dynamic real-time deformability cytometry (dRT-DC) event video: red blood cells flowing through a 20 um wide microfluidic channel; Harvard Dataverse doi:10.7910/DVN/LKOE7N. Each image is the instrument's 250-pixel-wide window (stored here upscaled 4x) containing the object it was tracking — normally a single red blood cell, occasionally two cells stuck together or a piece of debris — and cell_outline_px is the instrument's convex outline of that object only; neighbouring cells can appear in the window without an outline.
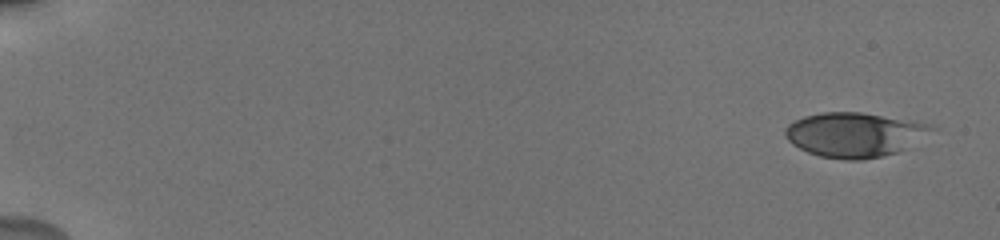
{"species": "human", "species_latin": "Homo sapiens", "temperature_condition": "cold", "stored_images_in_passage": 45, "camera_frame_rate_fps": 3000, "um_per_image_px": 0.085, "donor": {"sex": "male"}, "frame": {"image": 1, "passage_image": 1, "time_ms": 0.0, "image_size_px": [1000, 240], "cell_outline_px": [[936, 128], [896, 152], [884, 156], [864, 160], [844, 160], [820, 156], [808, 152], [792, 144], [788, 140], [784, 132], [784, 128], [788, 124], [804, 116], [824, 112], [860, 112], [916, 120], [928, 124]], "centroid_in_image_um": [72.59, 11.44], "position_along_channel_um": 12.4, "area_um2": 37.74}}
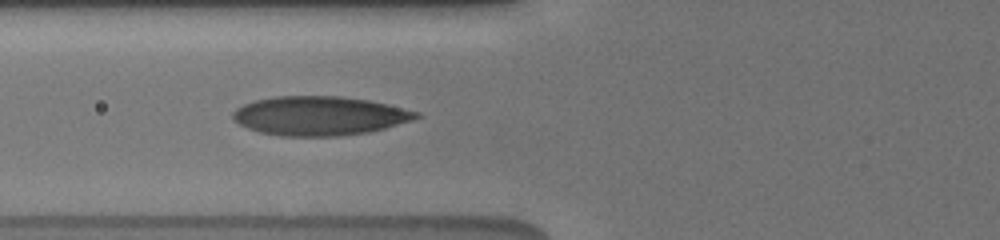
{"frame": {"image": 2, "passage_image": 14, "time_ms": 7.0, "image_size_px": [1000, 240], "cell_outline_px": [[424, 116], [412, 120], [384, 128], [368, 132], [340, 136], [280, 136], [260, 132], [248, 128], [240, 124], [232, 116], [232, 112], [236, 108], [244, 104], [256, 100], [276, 96], [340, 96], [368, 100], [420, 112]], "centroid_in_image_um": [27.16, 9.84], "position_along_channel_um": 98.6, "area_um2": 41.62}}
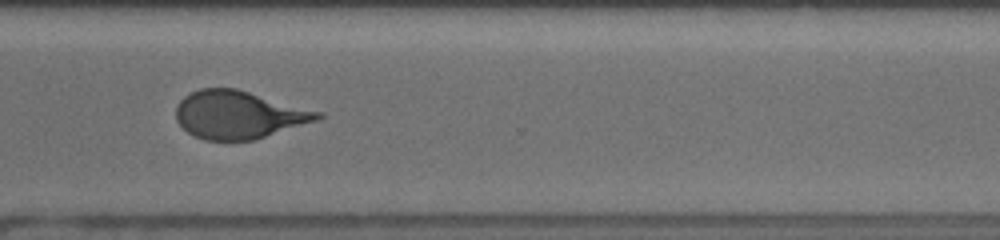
{"frame": {"image": 3, "passage_image": 34, "time_ms": 13.667, "image_size_px": [1000, 240], "cell_outline_px": [[324, 116], [320, 120], [252, 140], [204, 140], [188, 132], [176, 120], [176, 104], [184, 96], [200, 88], [236, 88], [324, 112]], "centroid_in_image_um": [20.32, 9.74], "position_along_channel_um": 350.3, "area_um2": 39.59}, "authors_computed_cell_mechanics": {"area_um2": 39.9398, "velocity_mm_per_s": 3.7772, "shape_relaxation_time_tau1_ms": 4.0244, "shape_relaxation_time_tau2_ms": 1.0445, "deformation_change_tau1": 0.157, "deformation_change_tau2": 0.0849}}